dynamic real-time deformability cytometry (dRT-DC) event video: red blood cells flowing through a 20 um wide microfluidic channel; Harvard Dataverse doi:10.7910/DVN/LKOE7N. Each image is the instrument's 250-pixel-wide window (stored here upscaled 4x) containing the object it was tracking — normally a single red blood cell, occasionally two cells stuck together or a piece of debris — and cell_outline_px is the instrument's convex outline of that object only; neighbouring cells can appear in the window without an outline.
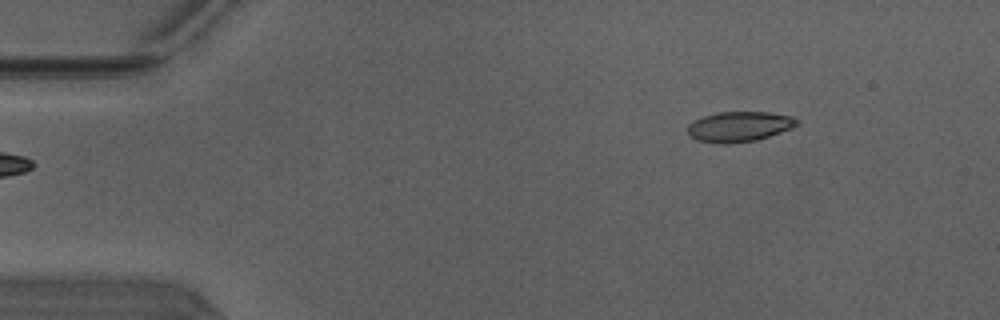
{"species": "Egyptian fruit bat (a non-hibernating species)", "species_latin": "Rousettus aegyptiacus", "temperature_condition": "warm", "stored_images_in_passage": 44, "camera_frame_rate_fps": 3000, "um_per_image_px": 0.085, "animal": {"sex": "male"}, "frame": {"image": 1, "passage_image": 1, "time_ms": 0.0, "image_size_px": [1000, 320], "cell_outline_px": [[800, 124], [792, 128], [756, 140], [728, 144], [720, 144], [696, 140], [688, 136], [688, 124], [704, 116], [716, 112], [768, 112], [792, 116], [800, 120]], "centroid_in_image_um": [62.84, 10.76], "position_along_channel_um": 22.2, "area_um2": 19.36}}
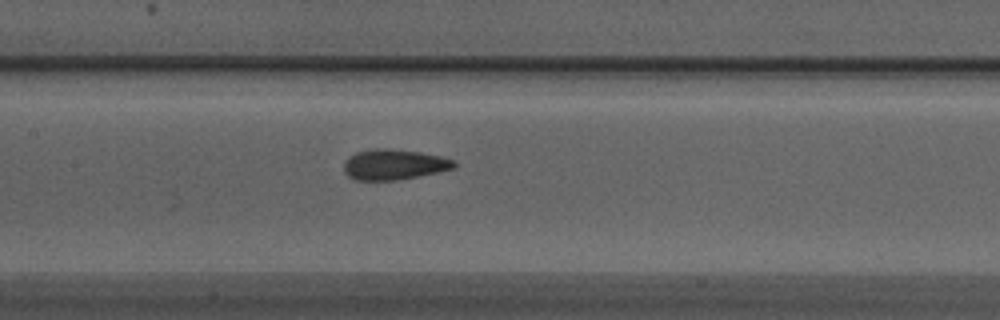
{"frame": {"image": 2, "passage_image": 18, "time_ms": 5.667, "image_size_px": [1000, 320], "cell_outline_px": [[456, 168], [440, 172], [396, 180], [356, 180], [348, 176], [344, 172], [344, 160], [348, 156], [356, 152], [372, 148], [388, 148], [420, 152], [440, 156], [456, 160]], "centroid_in_image_um": [33.49, 13.97], "position_along_channel_um": 173.9, "area_um2": 19.83}}
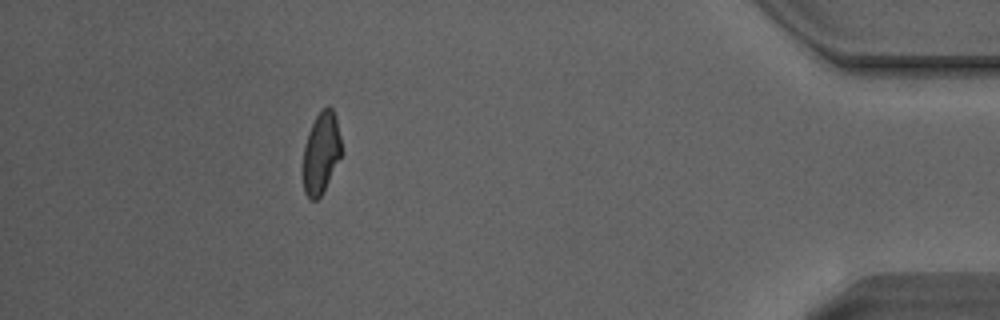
{"frame": {"image": 3, "passage_image": 39, "time_ms": 12.667, "image_size_px": [1000, 320], "cell_outline_px": [[344, 152], [320, 196], [316, 200], [308, 200], [304, 192], [304, 148], [308, 132], [316, 116], [328, 104], [332, 108], [336, 116]], "centroid_in_image_um": [27.33, 12.98], "position_along_channel_um": 407.9, "area_um2": 18.32}, "authors_computed_cell_mechanics": {"area_um2": 19.1896, "velocity_mm_per_s": 4.1337, "shape_relaxation_time_tau1_ms": 9.7662, "shape_relaxation_time_tau2_ms": 1.1582, "deformation_change_tau1": 0.2257, "deformation_change_tau2": 0.0802}}